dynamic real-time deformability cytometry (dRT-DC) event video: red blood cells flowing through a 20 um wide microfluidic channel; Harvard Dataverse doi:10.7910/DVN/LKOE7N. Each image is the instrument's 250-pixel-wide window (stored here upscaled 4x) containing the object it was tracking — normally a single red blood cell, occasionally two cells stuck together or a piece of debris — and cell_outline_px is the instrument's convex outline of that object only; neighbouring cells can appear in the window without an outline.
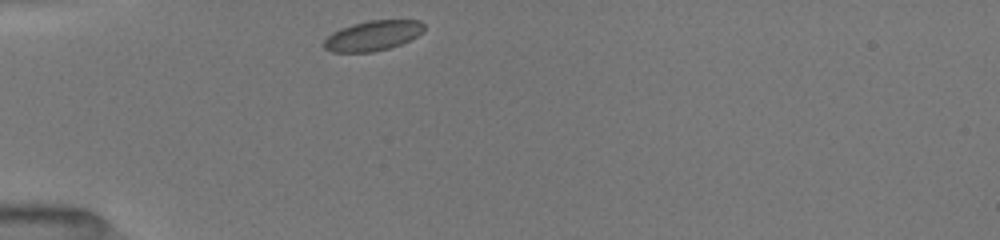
{"species": "common noctule bat (a hibernating species)", "species_latin": "Nyctalus noctula", "temperature_condition": "room temperature", "stored_images_in_passage": 19, "camera_frame_rate_fps": 3000, "um_per_image_px": 0.085, "animal": {"sex": "female", "body_mass_g": 19.5, "forearm_length_mm": 54.1}, "frame": {"image": 1, "passage_image": 1, "time_ms": 0.0, "image_size_px": [1000, 240], "cell_outline_px": [[424, 32], [400, 44], [388, 48], [372, 52], [332, 52], [324, 48], [324, 40], [332, 32], [340, 28], [352, 24], [368, 20], [420, 20], [424, 24]], "centroid_in_image_um": [31.68, 3.02], "position_along_channel_um": 53.3, "area_um2": 17.51}}
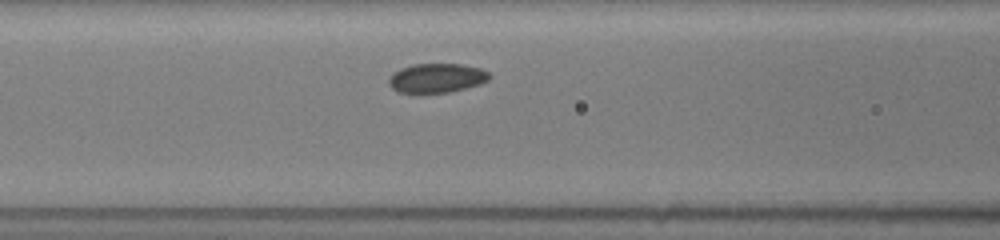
{"frame": {"image": 2, "passage_image": 8, "time_ms": 2.333, "image_size_px": [1000, 240], "cell_outline_px": [[492, 76], [488, 80], [480, 84], [448, 92], [396, 92], [388, 84], [388, 76], [392, 72], [400, 68], [412, 64], [460, 64], [480, 68], [488, 72]], "centroid_in_image_um": [37.08, 6.62], "position_along_channel_um": 129.5, "area_um2": 17.17}}
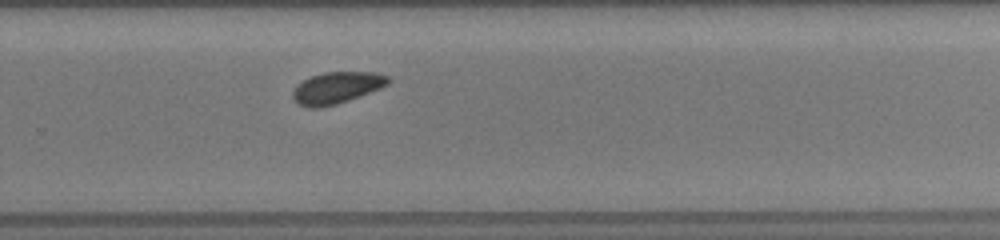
{"frame": {"image": 3, "passage_image": 19, "time_ms": 6.667, "image_size_px": [1000, 240], "cell_outline_px": [[392, 80], [388, 84], [380, 88], [348, 100], [336, 104], [320, 108], [308, 108], [300, 104], [292, 96], [292, 92], [296, 84], [312, 76], [324, 72], [376, 72], [388, 76]], "centroid_in_image_um": [28.62, 7.45], "position_along_channel_um": 301.2, "area_um2": 17.51}}